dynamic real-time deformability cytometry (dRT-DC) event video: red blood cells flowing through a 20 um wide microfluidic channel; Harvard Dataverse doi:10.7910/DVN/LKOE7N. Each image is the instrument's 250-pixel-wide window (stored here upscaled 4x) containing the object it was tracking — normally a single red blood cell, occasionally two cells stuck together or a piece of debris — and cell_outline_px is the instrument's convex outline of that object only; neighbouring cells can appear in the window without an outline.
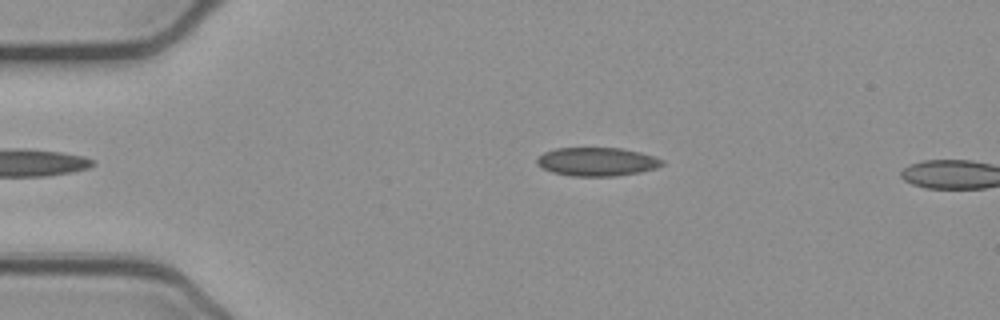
{"species": "common noctule bat (a hibernating species)", "species_latin": "Nyctalus noctula", "temperature_condition": "cold", "stored_images_in_passage": 9, "camera_frame_rate_fps": 3000, "um_per_image_px": 0.085, "animal": {"sex": "female", "body_mass_g": 21.9}, "frame": {"image": 1, "passage_image": 7, "time_ms": 2.0, "image_size_px": [1000, 320], "cell_outline_px": [[664, 164], [656, 168], [640, 172], [612, 176], [572, 176], [552, 172], [536, 164], [536, 160], [544, 152], [556, 148], [620, 148], [640, 152], [664, 160]], "centroid_in_image_um": [50.74, 13.74], "position_along_channel_um": 34.3, "area_um2": 20.69}}